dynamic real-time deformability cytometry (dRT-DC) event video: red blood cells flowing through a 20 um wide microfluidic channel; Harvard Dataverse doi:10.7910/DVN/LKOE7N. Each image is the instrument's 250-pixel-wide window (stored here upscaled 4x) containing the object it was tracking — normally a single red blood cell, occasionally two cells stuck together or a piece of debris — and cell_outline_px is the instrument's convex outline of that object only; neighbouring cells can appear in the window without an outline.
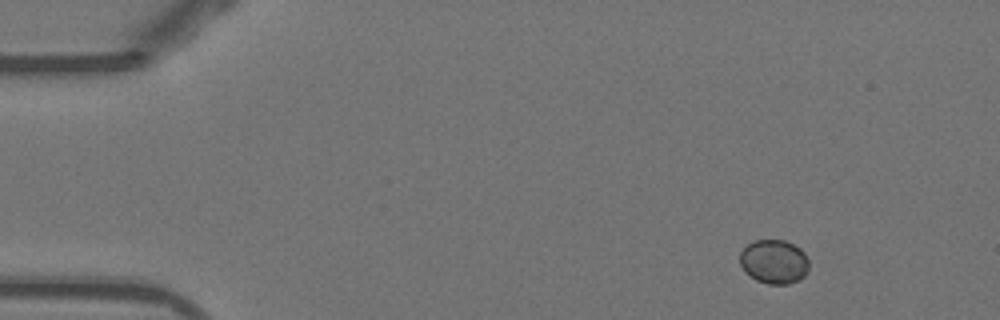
{"species": "Egyptian fruit bat (a non-hibernating species)", "species_latin": "Rousettus aegyptiacus", "temperature_condition": "warm", "stored_images_in_passage": 48, "camera_frame_rate_fps": 3000, "um_per_image_px": 0.085, "animal": {"sex": "female"}, "frame": {"image": 1, "passage_image": 1, "time_ms": 0.0, "image_size_px": [1000, 320], "cell_outline_px": [[808, 268], [804, 276], [788, 284], [768, 284], [756, 280], [744, 272], [740, 264], [740, 252], [752, 240], [784, 240], [800, 248], [804, 252], [808, 260]], "centroid_in_image_um": [65.77, 22.24], "position_along_channel_um": 19.2, "area_um2": 17.74}}
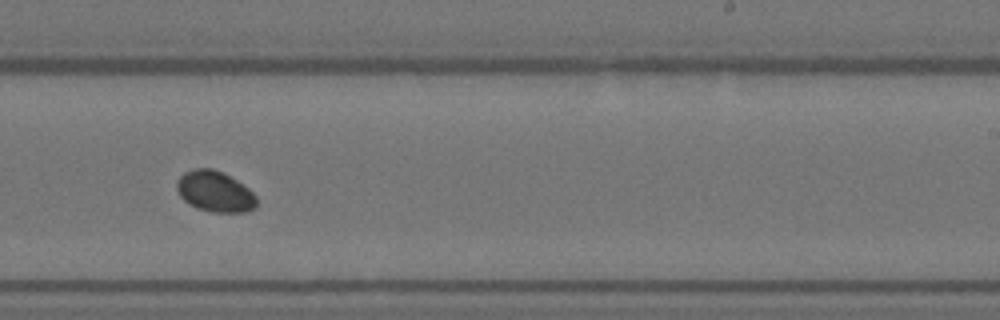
{"frame": {"image": 2, "passage_image": 28, "time_ms": 9.0, "image_size_px": [1000, 320], "cell_outline_px": [[256, 208], [244, 212], [212, 212], [196, 208], [188, 204], [180, 196], [176, 188], [176, 180], [184, 172], [192, 168], [212, 168], [236, 180], [248, 188], [256, 196]], "centroid_in_image_um": [18.23, 16.28], "position_along_channel_um": 270.8, "area_um2": 19.02}}
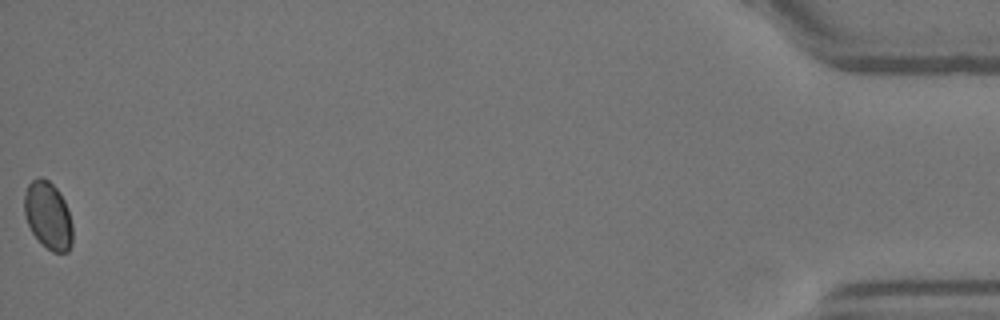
{"frame": {"image": 3, "passage_image": 48, "time_ms": 15.667, "image_size_px": [1000, 320], "cell_outline_px": [[72, 244], [68, 252], [52, 252], [32, 232], [28, 224], [24, 212], [24, 192], [28, 184], [32, 180], [40, 176], [48, 180], [60, 192], [68, 208], [72, 224]], "centroid_in_image_um": [4.09, 18.29], "position_along_channel_um": 431.1, "area_um2": 18.96}}